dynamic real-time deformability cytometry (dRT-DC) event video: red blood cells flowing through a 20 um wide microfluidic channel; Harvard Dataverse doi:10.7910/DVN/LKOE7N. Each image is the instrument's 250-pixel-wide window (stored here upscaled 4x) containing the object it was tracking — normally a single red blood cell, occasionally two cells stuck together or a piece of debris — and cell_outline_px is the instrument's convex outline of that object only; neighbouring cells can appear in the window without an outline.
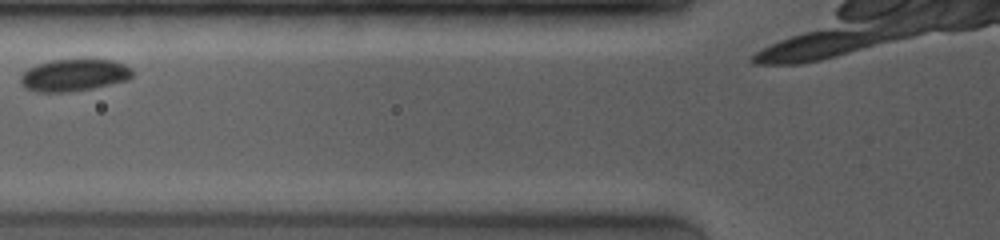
{"species": "common noctule bat (a hibernating species)", "species_latin": "Nyctalus noctula", "temperature_condition": "room temperature", "stored_images_in_passage": 8, "camera_frame_rate_fps": 4000, "um_per_image_px": 0.085, "animal": {"sex": "female", "body_mass_g": 19.0, "forearm_length_mm": 53.3}, "frame": {"image": 1, "passage_image": 3, "time_ms": 1.5, "image_size_px": [1000, 240], "cell_outline_px": [[132, 76], [128, 80], [92, 88], [68, 92], [36, 92], [24, 88], [20, 84], [20, 76], [28, 68], [36, 64], [52, 60], [88, 56], [112, 60], [124, 64], [132, 68]], "centroid_in_image_um": [6.29, 6.34], "position_along_channel_um": 119.5, "area_um2": 21.79}}
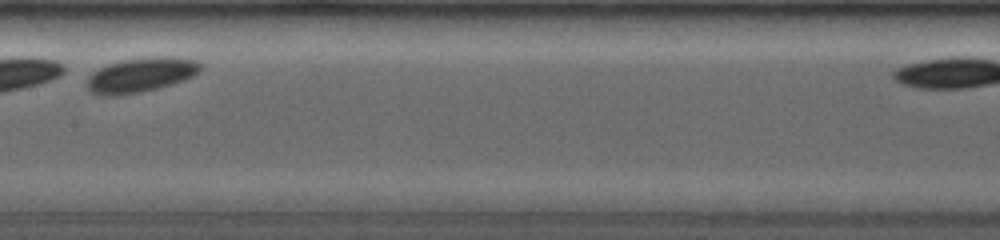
{"frame": {"image": 2, "passage_image": 5, "time_ms": 3.5, "image_size_px": [1000, 240], "cell_outline_px": [[204, 64], [200, 72], [184, 80], [156, 88], [140, 92], [116, 96], [100, 96], [92, 92], [88, 88], [88, 76], [92, 72], [108, 64], [120, 60], [148, 56], [172, 56], [196, 60]], "centroid_in_image_um": [12.0, 6.35], "position_along_channel_um": 195.4, "area_um2": 23.12}}